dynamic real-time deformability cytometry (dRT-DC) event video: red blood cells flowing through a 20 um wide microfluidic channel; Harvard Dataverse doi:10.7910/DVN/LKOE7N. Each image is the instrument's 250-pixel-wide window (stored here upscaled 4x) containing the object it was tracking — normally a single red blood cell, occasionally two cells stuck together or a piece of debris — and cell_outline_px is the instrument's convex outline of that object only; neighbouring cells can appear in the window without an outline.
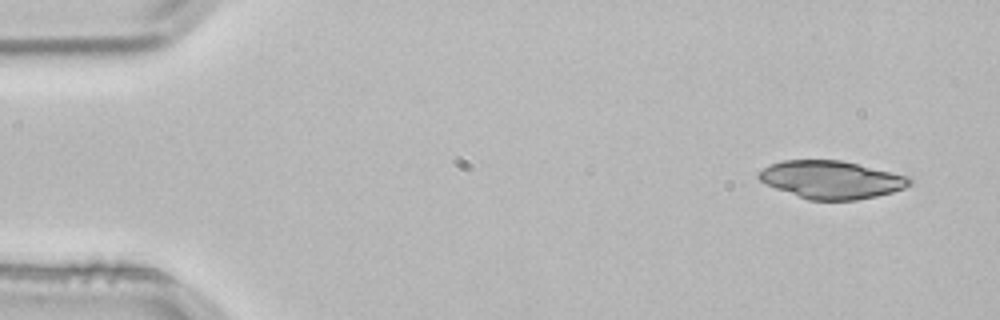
{"species": "common noctule bat (a hibernating species)", "species_latin": "Nyctalus noctula", "temperature_condition": "room temperature", "stored_images_in_passage": 2, "camera_frame_rate_fps": 3000, "um_per_image_px": 0.085, "animal": {"sex": "male", "body_mass_g": 21.5, "forearm_length_mm": 52.0}, "frame": {"image": 1, "passage_image": 1, "time_ms": 0.0, "image_size_px": [1000, 320], "cell_outline_px": [[912, 184], [904, 188], [892, 192], [876, 196], [856, 200], [808, 200], [764, 184], [756, 176], [764, 168], [772, 164], [784, 160], [840, 160], [912, 176]], "centroid_in_image_um": [70.7, 15.28], "position_along_channel_um": 14.3, "area_um2": 33.35}}